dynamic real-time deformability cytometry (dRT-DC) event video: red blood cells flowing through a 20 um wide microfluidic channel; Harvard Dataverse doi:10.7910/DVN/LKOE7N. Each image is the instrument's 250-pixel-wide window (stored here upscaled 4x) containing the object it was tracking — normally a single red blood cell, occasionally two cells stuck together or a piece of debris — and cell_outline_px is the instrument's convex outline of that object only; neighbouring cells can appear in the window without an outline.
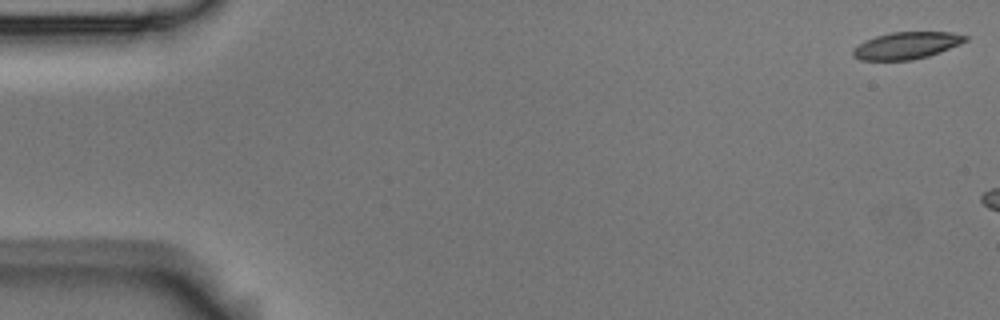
{"species": "Egyptian fruit bat (a non-hibernating species)", "species_latin": "Rousettus aegyptiacus", "temperature_condition": "room temperature", "stored_images_in_passage": 3, "camera_frame_rate_fps": 3000, "um_per_image_px": 0.085, "animal": {"sex": "male"}, "frame": {"image": 1, "passage_image": 1, "time_ms": 0.0, "image_size_px": [1000, 320], "cell_outline_px": [[968, 40], [960, 44], [940, 52], [928, 56], [912, 60], [860, 60], [852, 56], [852, 48], [864, 40], [876, 36], [892, 32], [952, 32], [968, 36]], "centroid_in_image_um": [77.03, 3.87], "position_along_channel_um": 8.0, "area_um2": 17.8}}